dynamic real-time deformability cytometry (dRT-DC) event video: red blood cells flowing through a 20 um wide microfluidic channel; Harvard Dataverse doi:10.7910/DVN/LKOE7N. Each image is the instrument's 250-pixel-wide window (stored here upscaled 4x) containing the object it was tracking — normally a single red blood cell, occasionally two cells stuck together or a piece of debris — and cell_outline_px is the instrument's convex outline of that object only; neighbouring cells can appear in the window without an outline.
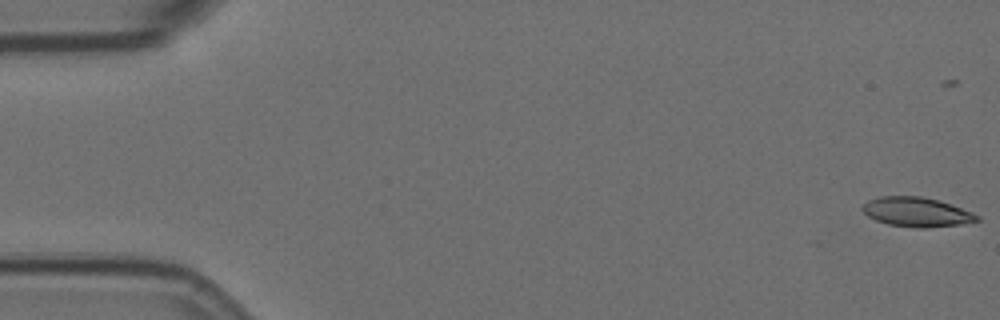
{"species": "Egyptian fruit bat (a non-hibernating species)", "species_latin": "Rousettus aegyptiacus", "temperature_condition": "room temperature", "stored_images_in_passage": 12, "segment_of_instrument_passage": [1, 2], "camera_frame_rate_fps": 3000, "um_per_image_px": 0.085, "animal": {"sex": "female"}, "frame": {"image": 1, "passage_image": 1, "time_ms": 0.0, "image_size_px": [1000, 320], "cell_outline_px": [[980, 220], [960, 224], [924, 228], [916, 228], [888, 224], [876, 220], [868, 216], [860, 208], [868, 200], [880, 196], [920, 196], [940, 200], [952, 204], [972, 212], [980, 216]], "centroid_in_image_um": [77.92, 18.01], "position_along_channel_um": 7.1, "area_um2": 19.71}}
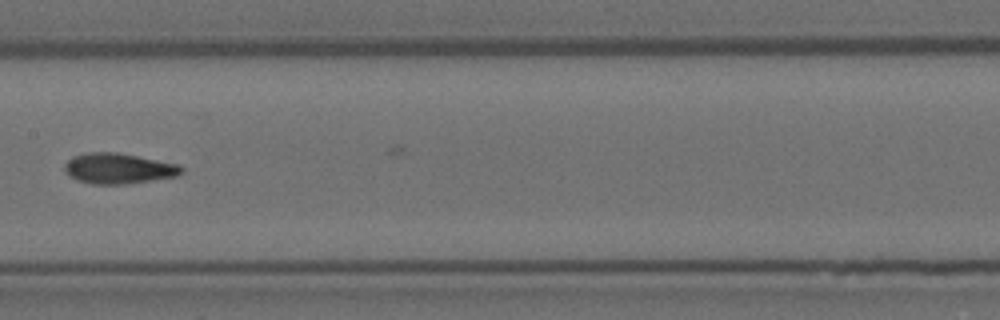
{"frame": {"image": 2, "passage_image": 8, "time_ms": 2.333, "image_size_px": [1000, 320], "cell_outline_px": [[184, 172], [176, 176], [124, 184], [92, 184], [76, 180], [64, 168], [64, 164], [72, 156], [88, 152], [116, 152], [176, 164], [184, 168]], "centroid_in_image_um": [10.05, 14.32], "position_along_channel_um": 197.4, "area_um2": 20.46}}
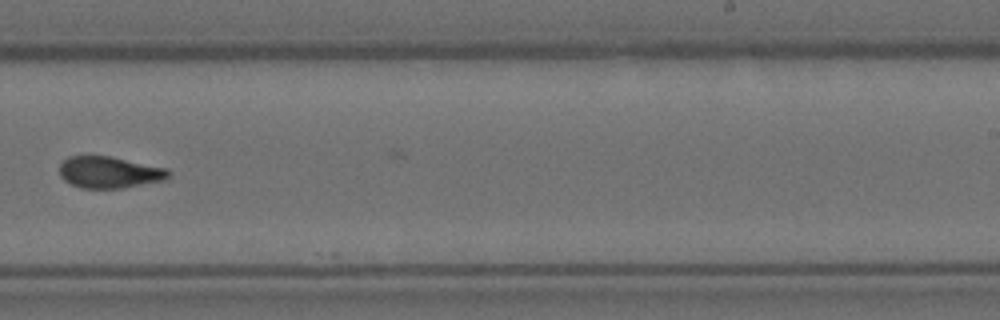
{"frame": {"image": 3, "passage_image": 10, "time_ms": 3.0, "image_size_px": [1000, 320], "cell_outline_px": [[172, 176], [164, 180], [120, 188], [80, 188], [64, 180], [60, 176], [60, 164], [68, 156], [108, 156], [168, 168], [172, 172]], "centroid_in_image_um": [9.32, 14.64], "position_along_channel_um": 279.7, "area_um2": 20.06}}